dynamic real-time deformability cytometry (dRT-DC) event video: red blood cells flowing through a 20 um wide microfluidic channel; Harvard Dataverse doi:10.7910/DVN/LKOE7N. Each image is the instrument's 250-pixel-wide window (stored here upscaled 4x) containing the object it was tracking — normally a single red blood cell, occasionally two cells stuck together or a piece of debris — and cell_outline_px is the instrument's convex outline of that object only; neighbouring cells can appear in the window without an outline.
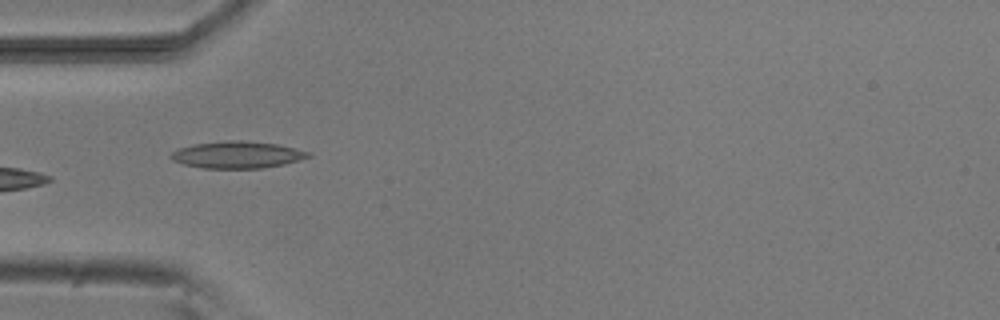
{"species": "common noctule bat (a hibernating species)", "species_latin": "Nyctalus noctula", "temperature_condition": "room temperature", "stored_images_in_passage": 6, "camera_frame_rate_fps": 3000, "um_per_image_px": 0.085, "animal": {"sex": "male", "body_mass_g": 20.5, "forearm_length_mm": 52.5}, "frame": {"image": 1, "passage_image": 5, "time_ms": 5.333, "image_size_px": [1000, 320], "cell_outline_px": [[312, 156], [284, 164], [260, 168], [204, 168], [184, 164], [172, 160], [168, 156], [176, 148], [192, 144], [228, 140], [240, 140], [276, 144], [312, 152]], "centroid_in_image_um": [20.13, 13.15], "position_along_channel_um": 64.9, "area_um2": 21.56}}
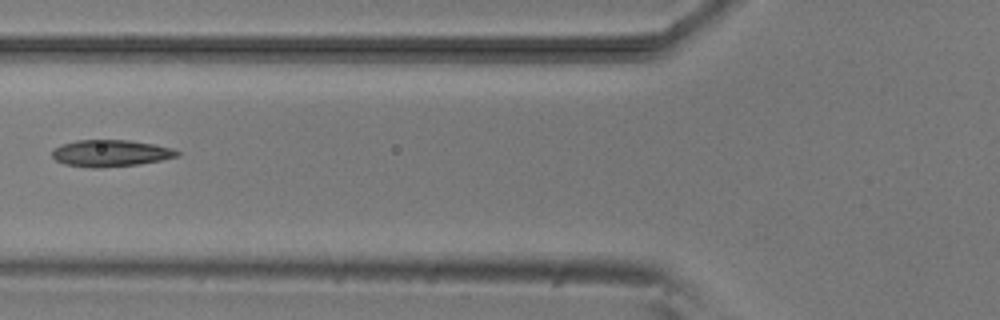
{"frame": {"image": 2, "passage_image": 6, "time_ms": 6.667, "image_size_px": [1000, 320], "cell_outline_px": [[180, 156], [140, 164], [100, 168], [92, 168], [64, 164], [56, 160], [52, 156], [52, 148], [60, 144], [76, 140], [128, 140], [156, 144], [172, 148], [180, 152]], "centroid_in_image_um": [9.39, 13.02], "position_along_channel_um": 116.4, "area_um2": 19.71}}